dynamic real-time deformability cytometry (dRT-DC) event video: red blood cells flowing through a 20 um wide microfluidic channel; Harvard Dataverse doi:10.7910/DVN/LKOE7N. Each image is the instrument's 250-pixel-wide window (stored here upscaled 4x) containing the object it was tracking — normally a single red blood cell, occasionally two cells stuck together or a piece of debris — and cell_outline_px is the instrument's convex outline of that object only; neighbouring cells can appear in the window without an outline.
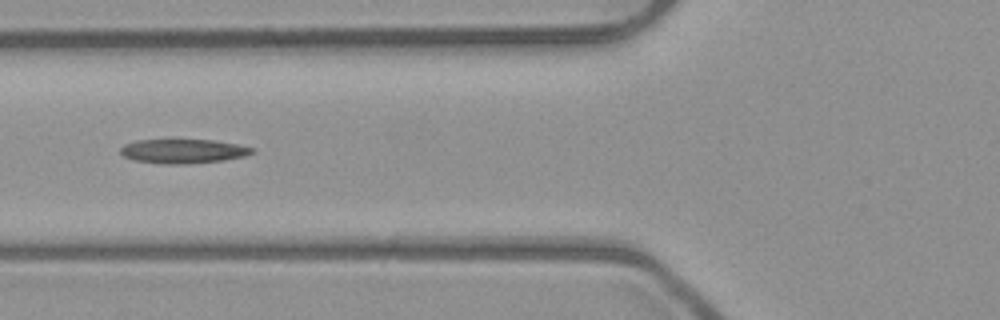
{"species": "common noctule bat (a hibernating species)", "species_latin": "Nyctalus noctula", "temperature_condition": "room temperature", "stored_images_in_passage": 5, "camera_frame_rate_fps": 3000, "um_per_image_px": 0.085, "animal": {"sex": "male", "body_mass_g": 23.1, "forearm_length_mm": 52.7}, "frame": {"image": 1, "passage_image": 4, "time_ms": 1.0, "image_size_px": [1000, 320], "cell_outline_px": [[256, 152], [244, 156], [224, 160], [184, 164], [164, 164], [136, 160], [124, 156], [120, 152], [120, 148], [124, 144], [136, 140], [216, 140], [256, 148]], "centroid_in_image_um": [15.6, 12.84], "position_along_channel_um": 110.2, "area_um2": 18.55}}
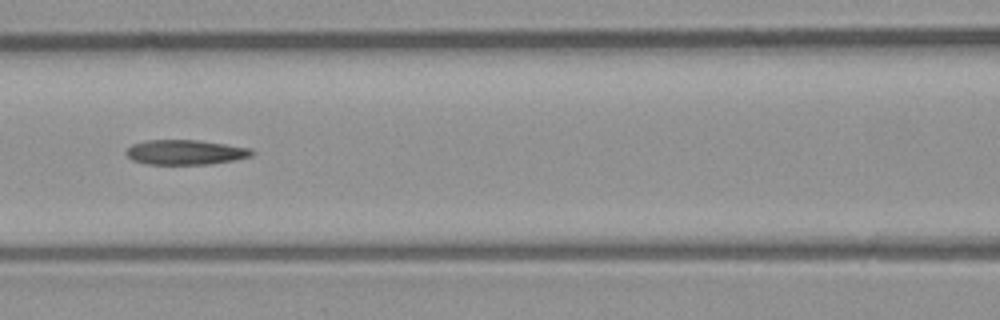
{"frame": {"image": 2, "passage_image": 5, "time_ms": 1.333, "image_size_px": [1000, 320], "cell_outline_px": [[252, 156], [232, 160], [208, 164], [148, 164], [132, 160], [124, 152], [132, 144], [148, 140], [196, 140], [252, 148]], "centroid_in_image_um": [15.72, 12.94], "position_along_channel_um": 150.9, "area_um2": 17.98}}